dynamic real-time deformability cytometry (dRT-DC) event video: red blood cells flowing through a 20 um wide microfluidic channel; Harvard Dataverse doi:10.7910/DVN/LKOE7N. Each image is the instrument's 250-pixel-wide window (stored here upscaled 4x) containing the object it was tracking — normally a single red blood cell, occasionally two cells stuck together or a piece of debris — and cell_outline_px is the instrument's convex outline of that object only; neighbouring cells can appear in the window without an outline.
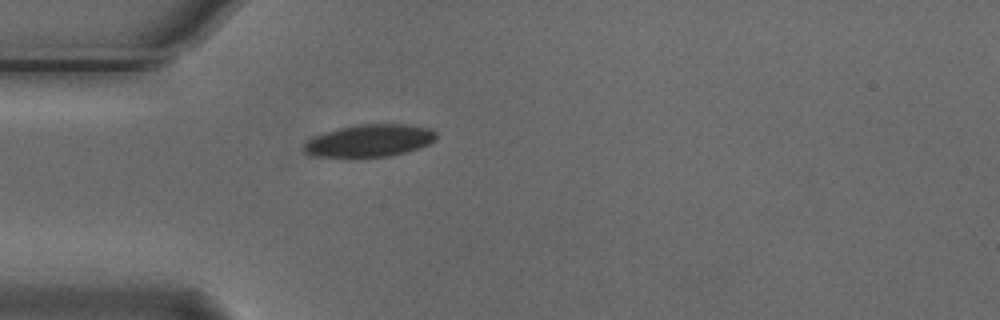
{"species": "Egyptian fruit bat (a non-hibernating species)", "species_latin": "Rousettus aegyptiacus", "temperature_condition": "cold", "stored_images_in_passage": 5, "camera_frame_rate_fps": 3000, "um_per_image_px": 0.085, "animal": {"sex": "male"}, "frame": {"image": 1, "passage_image": 5, "time_ms": 1.333, "image_size_px": [1000, 320], "cell_outline_px": [[436, 140], [420, 148], [388, 156], [312, 156], [304, 152], [304, 144], [308, 140], [324, 132], [336, 128], [356, 124], [408, 124], [432, 128], [436, 132]], "centroid_in_image_um": [31.44, 11.93], "position_along_channel_um": 53.6, "area_um2": 24.85}}